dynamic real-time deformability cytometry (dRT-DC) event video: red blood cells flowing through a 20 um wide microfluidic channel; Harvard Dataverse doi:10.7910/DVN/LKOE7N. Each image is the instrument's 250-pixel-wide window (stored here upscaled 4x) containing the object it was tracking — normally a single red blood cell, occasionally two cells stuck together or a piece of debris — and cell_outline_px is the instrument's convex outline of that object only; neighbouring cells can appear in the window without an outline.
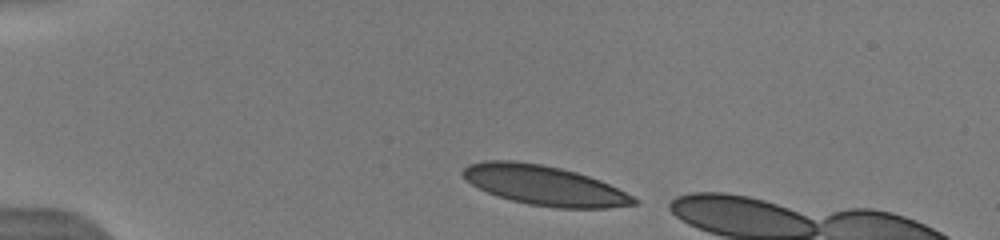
{"species": "human", "species_latin": "Homo sapiens", "temperature_condition": "warm", "stored_images_in_passage": 3, "camera_frame_rate_fps": 3000, "um_per_image_px": 0.085, "donor": {"sex": "male"}, "frame": {"image": 1, "passage_image": 1, "time_ms": 0.0, "image_size_px": [1000, 240], "cell_outline_px": [[640, 200], [636, 204], [608, 208], [556, 208], [528, 204], [512, 200], [488, 192], [472, 184], [460, 172], [468, 164], [484, 160], [512, 160], [540, 164], [560, 168], [576, 172], [600, 180]], "centroid_in_image_um": [46.27, 15.75], "position_along_channel_um": 38.7, "area_um2": 39.19}}